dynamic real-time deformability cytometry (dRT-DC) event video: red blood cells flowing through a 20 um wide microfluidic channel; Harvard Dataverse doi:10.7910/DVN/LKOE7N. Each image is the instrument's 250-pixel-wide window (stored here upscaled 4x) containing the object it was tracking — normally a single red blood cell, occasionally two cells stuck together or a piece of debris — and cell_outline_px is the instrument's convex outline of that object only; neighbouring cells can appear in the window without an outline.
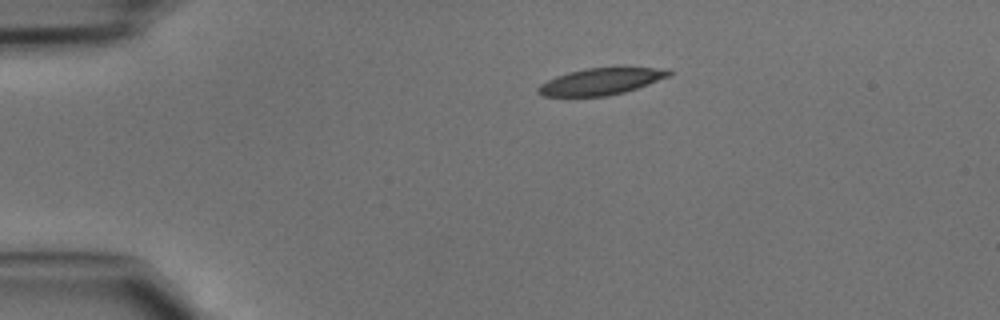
{"species": "common noctule bat (a hibernating species)", "species_latin": "Nyctalus noctula", "temperature_condition": "cold", "stored_images_in_passage": 23, "camera_frame_rate_fps": 3000, "um_per_image_px": 0.085, "animal": {"sex": "male", "body_mass_g": 15.6}, "frame": {"image": 1, "passage_image": 1, "time_ms": 0.0, "image_size_px": [1000, 320], "cell_outline_px": [[672, 76], [624, 92], [608, 96], [544, 96], [536, 92], [536, 88], [540, 84], [556, 76], [568, 72], [588, 68], [668, 68], [672, 72]], "centroid_in_image_um": [51.08, 6.93], "position_along_channel_um": 33.9, "area_um2": 20.23}}
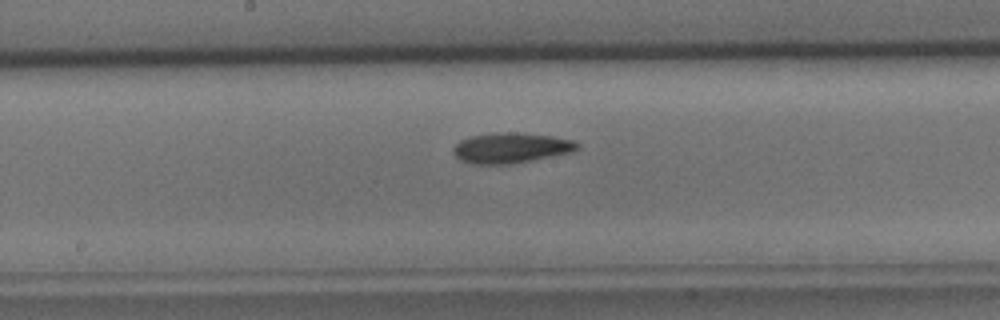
{"frame": {"image": 2, "passage_image": 16, "time_ms": 5.0, "image_size_px": [1000, 320], "cell_outline_px": [[580, 148], [572, 152], [512, 164], [472, 164], [460, 160], [452, 152], [452, 148], [460, 140], [472, 136], [500, 132], [512, 132], [552, 136], [572, 140], [580, 144]], "centroid_in_image_um": [43.43, 12.58], "position_along_channel_um": 204.8, "area_um2": 21.91}}